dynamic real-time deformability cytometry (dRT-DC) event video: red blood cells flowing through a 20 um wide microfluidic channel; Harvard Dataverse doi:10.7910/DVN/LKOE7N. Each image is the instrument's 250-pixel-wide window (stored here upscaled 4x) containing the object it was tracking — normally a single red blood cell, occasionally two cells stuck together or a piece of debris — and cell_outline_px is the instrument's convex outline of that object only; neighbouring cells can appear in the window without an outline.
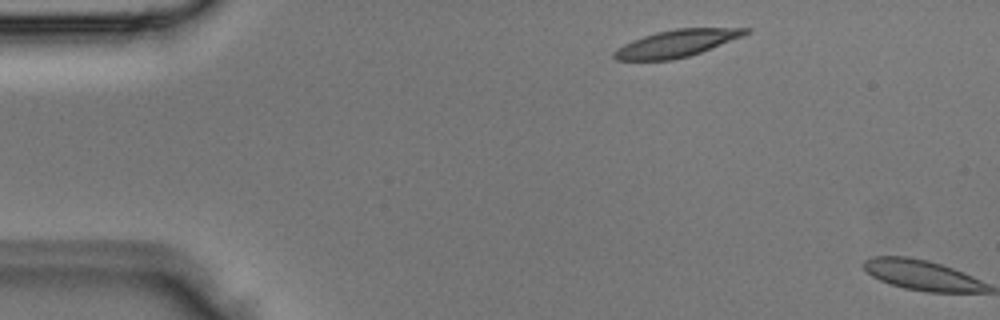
{"species": "Egyptian fruit bat (a non-hibernating species)", "species_latin": "Rousettus aegyptiacus", "temperature_condition": "room temperature", "stored_images_in_passage": 2, "camera_frame_rate_fps": 3000, "um_per_image_px": 0.085, "animal": {"sex": "male"}, "frame": {"image": 1, "passage_image": 1, "time_ms": 0.0, "image_size_px": [1000, 320], "cell_outline_px": [[752, 28], [748, 32], [740, 36], [700, 52], [688, 56], [672, 60], [616, 60], [612, 56], [612, 52], [616, 48], [632, 40], [656, 32], [676, 28]], "centroid_in_image_um": [57.41, 3.69], "position_along_channel_um": 27.6, "area_um2": 20.4}}